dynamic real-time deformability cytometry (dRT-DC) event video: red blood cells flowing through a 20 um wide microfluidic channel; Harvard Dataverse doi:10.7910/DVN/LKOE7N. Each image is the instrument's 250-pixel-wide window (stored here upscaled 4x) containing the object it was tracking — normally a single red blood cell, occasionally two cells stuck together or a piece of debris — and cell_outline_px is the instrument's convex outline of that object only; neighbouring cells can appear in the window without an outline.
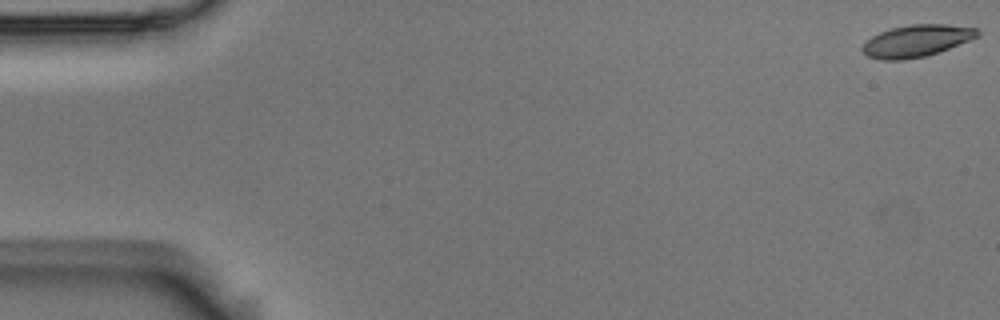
{"species": "Egyptian fruit bat (a non-hibernating species)", "species_latin": "Rousettus aegyptiacus", "temperature_condition": "room temperature", "stored_images_in_passage": 7, "camera_frame_rate_fps": 3000, "um_per_image_px": 0.085, "animal": {"sex": "male"}, "frame": {"image": 1, "passage_image": 1, "time_ms": 0.0, "image_size_px": [1000, 320], "cell_outline_px": [[980, 36], [948, 48], [924, 56], [900, 60], [880, 60], [868, 56], [860, 48], [872, 36], [880, 32], [892, 28], [912, 24], [948, 24], [976, 28], [980, 32]], "centroid_in_image_um": [77.9, 3.46], "position_along_channel_um": 7.1, "area_um2": 21.15}}
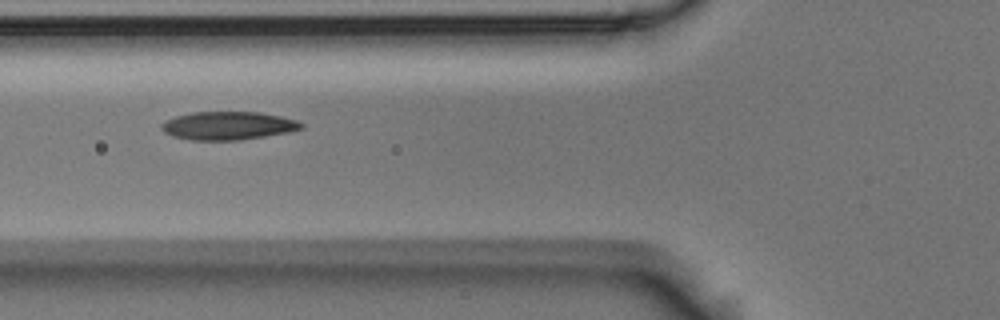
{"frame": {"image": 2, "passage_image": 6, "time_ms": 1.667, "image_size_px": [1000, 320], "cell_outline_px": [[304, 128], [288, 132], [240, 140], [192, 140], [172, 136], [164, 132], [160, 128], [160, 124], [164, 120], [176, 116], [192, 112], [260, 112], [280, 116], [296, 120], [304, 124]], "centroid_in_image_um": [19.36, 10.68], "position_along_channel_um": 106.4, "area_um2": 23.06}}
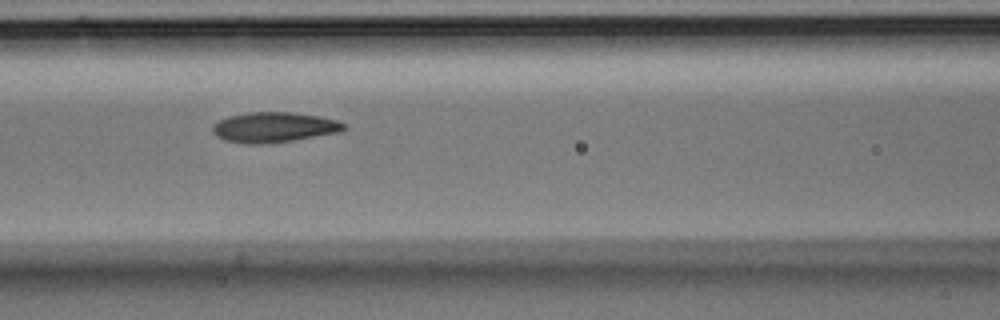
{"frame": {"image": 3, "passage_image": 7, "time_ms": 2.0, "image_size_px": [1000, 320], "cell_outline_px": [[348, 128], [340, 132], [268, 144], [244, 144], [224, 140], [216, 136], [212, 132], [212, 124], [228, 116], [248, 112], [292, 112], [320, 116], [336, 120], [344, 124]], "centroid_in_image_um": [23.26, 10.82], "position_along_channel_um": 143.3, "area_um2": 23.29}}